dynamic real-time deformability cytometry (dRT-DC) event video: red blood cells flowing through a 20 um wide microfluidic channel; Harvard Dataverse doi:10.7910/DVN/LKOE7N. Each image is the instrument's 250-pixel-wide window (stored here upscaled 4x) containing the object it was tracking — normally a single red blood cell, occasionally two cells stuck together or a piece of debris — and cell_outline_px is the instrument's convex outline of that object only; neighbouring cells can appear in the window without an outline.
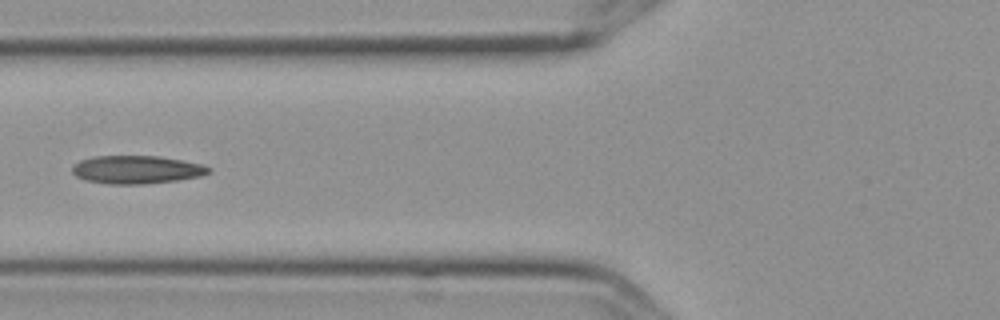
{"species": "Egyptian fruit bat (a non-hibernating species)", "species_latin": "Rousettus aegyptiacus", "temperature_condition": "cold", "stored_images_in_passage": 7, "camera_frame_rate_fps": 3000, "um_per_image_px": 0.085, "frame": {"image": 1, "passage_image": 7, "time_ms": 2.0, "image_size_px": [1000, 320], "cell_outline_px": [[212, 168], [208, 172], [200, 176], [176, 180], [144, 184], [112, 184], [88, 180], [76, 176], [72, 172], [72, 168], [80, 160], [92, 156], [160, 156], [204, 164]], "centroid_in_image_um": [11.63, 14.41], "position_along_channel_um": 114.2, "area_um2": 22.2}}